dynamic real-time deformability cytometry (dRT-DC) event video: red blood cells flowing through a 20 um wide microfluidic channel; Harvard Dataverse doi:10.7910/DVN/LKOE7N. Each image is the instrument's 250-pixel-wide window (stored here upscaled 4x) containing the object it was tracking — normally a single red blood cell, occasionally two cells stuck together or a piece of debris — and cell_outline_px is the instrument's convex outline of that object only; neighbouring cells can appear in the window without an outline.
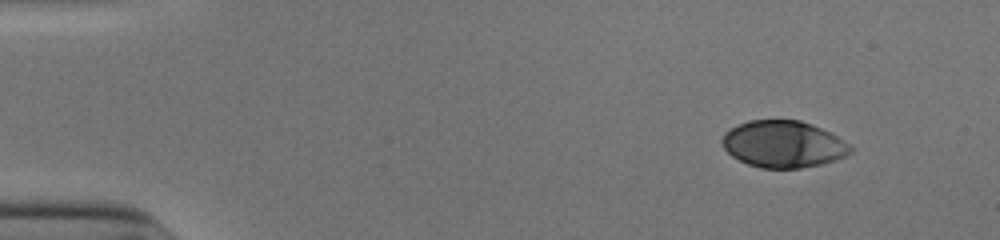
{"species": "human", "species_latin": "Homo sapiens", "temperature_condition": "cold", "stored_images_in_passage": 48, "camera_frame_rate_fps": 3000, "um_per_image_px": 0.085, "donor": {"sex": "male"}, "frame": {"image": 1, "passage_image": 1, "time_ms": 0.0, "image_size_px": [1000, 240], "cell_outline_px": [[852, 152], [836, 160], [820, 164], [800, 168], [760, 168], [748, 164], [732, 156], [724, 148], [720, 140], [724, 132], [748, 120], [800, 120], [812, 124], [844, 140], [852, 148]], "centroid_in_image_um": [66.56, 12.25], "position_along_channel_um": 18.4, "area_um2": 34.85}}
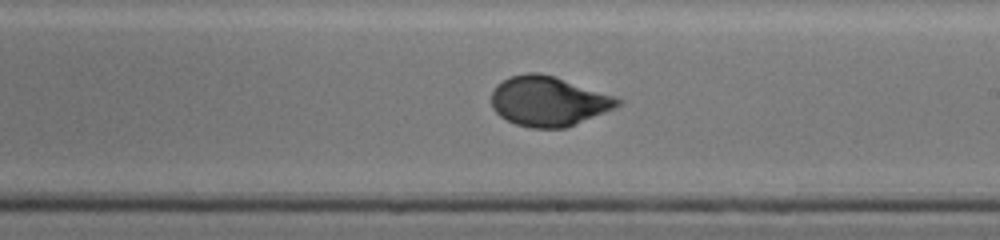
{"frame": {"image": 2, "passage_image": 27, "time_ms": 8.667, "image_size_px": [1000, 240], "cell_outline_px": [[624, 100], [616, 108], [564, 128], [532, 128], [516, 124], [500, 116], [492, 108], [492, 92], [496, 84], [508, 76], [528, 72], [536, 72], [556, 76], [616, 96]], "centroid_in_image_um": [46.63, 8.58], "position_along_channel_um": 242.4, "area_um2": 36.88}}
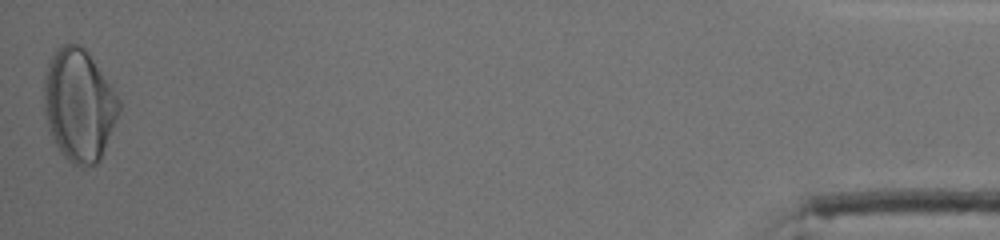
{"frame": {"image": 3, "passage_image": 48, "time_ms": 15.667, "image_size_px": [1000, 240], "cell_outline_px": [[120, 112], [100, 160], [96, 164], [80, 168], [72, 164], [60, 152], [48, 128], [44, 112], [44, 76], [48, 64], [56, 48], [64, 44], [80, 44], [88, 52], [120, 100]], "centroid_in_image_um": [6.71, 8.95], "position_along_channel_um": 428.5, "area_um2": 49.07}, "authors_computed_cell_mechanics": {"area_um2": 36.2406, "velocity_mm_per_s": 3.8936, "shape_relaxation_time_tau1_ms": 3.773, "shape_relaxation_time_tau2_ms": null, "deformation_change_tau1": 0.151, "deformation_change_tau2": null}}